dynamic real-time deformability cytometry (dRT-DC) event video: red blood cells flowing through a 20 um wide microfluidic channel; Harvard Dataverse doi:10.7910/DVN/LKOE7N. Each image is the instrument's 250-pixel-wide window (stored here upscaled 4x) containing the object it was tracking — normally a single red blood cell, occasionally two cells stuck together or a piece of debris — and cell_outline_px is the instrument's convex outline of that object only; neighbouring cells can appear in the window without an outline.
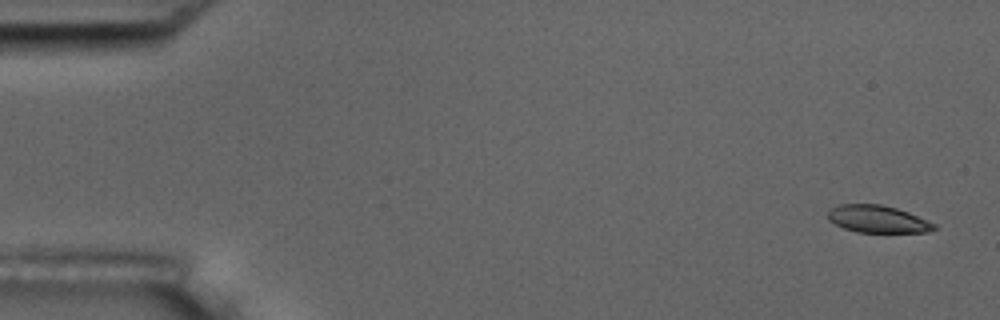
{"species": "common noctule bat (a hibernating species)", "species_latin": "Nyctalus noctula", "temperature_condition": "room temperature", "stored_images_in_passage": 5, "camera_frame_rate_fps": 3000, "um_per_image_px": 0.085, "animal": {"sex": "male", "body_mass_g": 17.5, "forearm_length_mm": 52.3}, "frame": {"image": 1, "passage_image": 1, "time_ms": 0.0, "image_size_px": [1000, 320], "cell_outline_px": [[936, 228], [928, 232], [856, 232], [844, 228], [828, 220], [828, 212], [832, 208], [840, 204], [880, 204], [896, 208], [908, 212], [936, 224]], "centroid_in_image_um": [74.6, 18.62], "position_along_channel_um": 10.4, "area_um2": 16.76}}
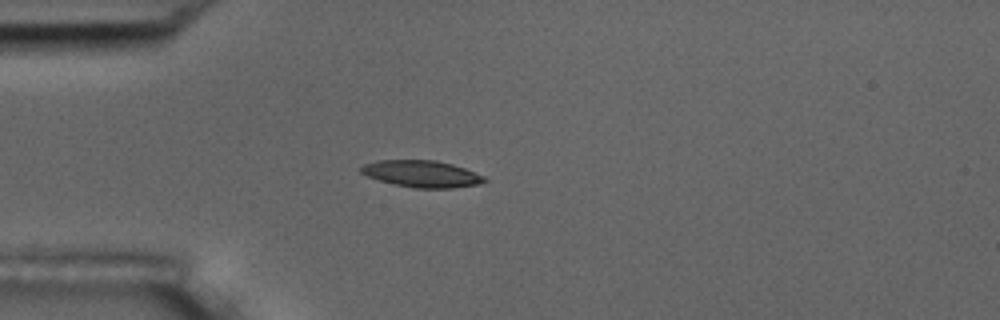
{"frame": {"image": 2, "passage_image": 4, "time_ms": 4.333, "image_size_px": [1000, 320], "cell_outline_px": [[488, 180], [480, 184], [452, 188], [416, 188], [396, 184], [380, 180], [368, 176], [360, 172], [360, 168], [364, 164], [376, 160], [436, 160], [452, 164], [464, 168], [484, 176]], "centroid_in_image_um": [35.87, 14.77], "position_along_channel_um": 49.1, "area_um2": 19.13}}